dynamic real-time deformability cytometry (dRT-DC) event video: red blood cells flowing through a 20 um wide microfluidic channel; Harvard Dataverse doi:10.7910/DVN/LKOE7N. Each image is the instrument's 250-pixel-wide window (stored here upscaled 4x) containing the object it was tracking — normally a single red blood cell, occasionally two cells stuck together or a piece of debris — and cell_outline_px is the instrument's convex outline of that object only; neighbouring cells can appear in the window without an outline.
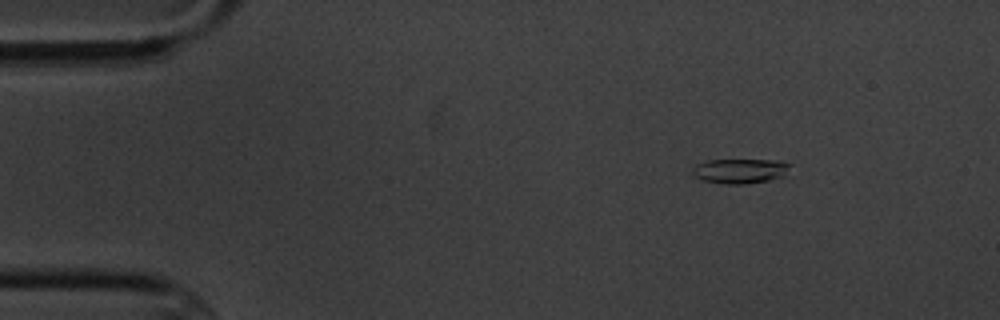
{"species": "common noctule bat (a hibernating species)", "species_latin": "Nyctalus noctula", "temperature_condition": "cold", "stored_images_in_passage": 6, "camera_frame_rate_fps": 3000, "um_per_image_px": 0.085, "animal": {"sex": "male", "body_mass_g": 20.1, "forearm_length_mm": 53.5}, "frame": {"image": 1, "passage_image": 2, "time_ms": 1.333, "image_size_px": [1000, 320], "cell_outline_px": [[792, 164], [784, 176], [772, 180], [744, 184], [724, 184], [704, 180], [696, 176], [692, 172], [692, 168], [696, 164], [708, 160], [772, 160]], "centroid_in_image_um": [62.92, 14.53], "position_along_channel_um": 22.1, "area_um2": 14.05}}
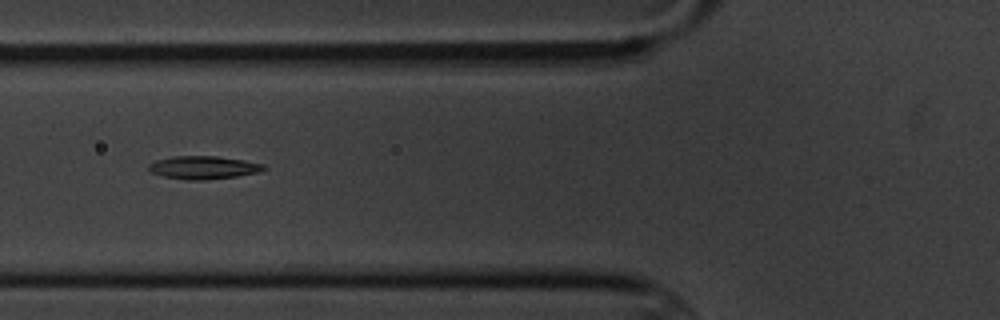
{"frame": {"image": 2, "passage_image": 6, "time_ms": 6.0, "image_size_px": [1000, 320], "cell_outline_px": [[264, 168], [256, 172], [236, 176], [204, 180], [188, 180], [164, 176], [152, 172], [148, 168], [148, 164], [156, 160], [172, 156], [216, 156], [244, 160], [264, 164]], "centroid_in_image_um": [17.24, 14.23], "position_along_channel_um": 108.6, "area_um2": 15.2}}